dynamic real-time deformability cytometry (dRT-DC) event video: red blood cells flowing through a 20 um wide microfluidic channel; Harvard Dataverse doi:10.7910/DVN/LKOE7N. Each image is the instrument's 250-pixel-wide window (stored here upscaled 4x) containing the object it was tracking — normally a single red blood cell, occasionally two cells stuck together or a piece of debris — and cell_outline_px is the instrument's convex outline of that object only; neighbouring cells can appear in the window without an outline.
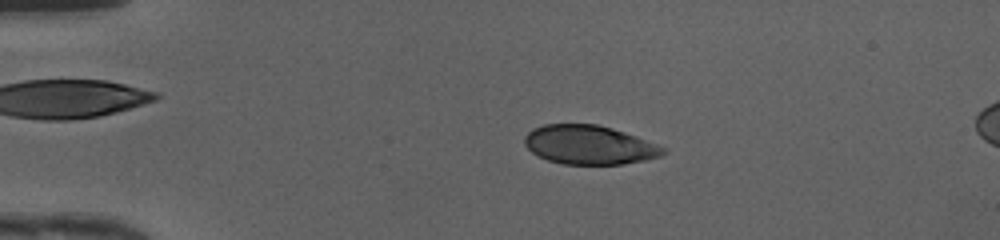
{"species": "human", "species_latin": "Homo sapiens", "temperature_condition": "cold", "stored_images_in_passage": 48, "camera_frame_rate_fps": 3000, "um_per_image_px": 0.085, "donor": {"sex": "female"}, "frame": {"image": 1, "passage_image": 10, "time_ms": 3.0, "image_size_px": [1000, 240], "cell_outline_px": [[668, 152], [660, 156], [644, 160], [620, 164], [564, 164], [548, 160], [532, 152], [524, 144], [524, 136], [532, 128], [544, 124], [596, 124], [612, 128], [636, 136], [656, 144], [664, 148]], "centroid_in_image_um": [50.06, 12.31], "position_along_channel_um": 34.9, "area_um2": 31.33}}
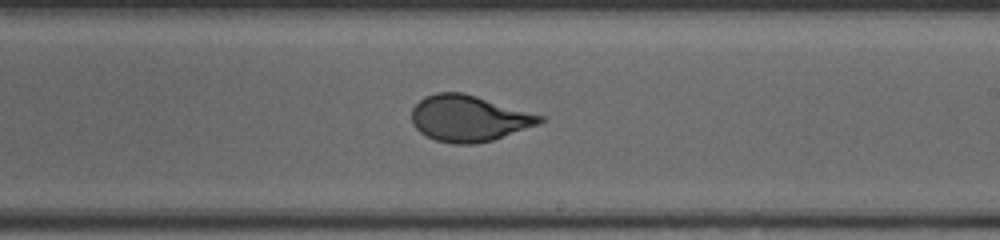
{"frame": {"image": 2, "passage_image": 29, "time_ms": 9.333, "image_size_px": [1000, 240], "cell_outline_px": [[544, 120], [540, 124], [492, 140], [476, 144], [452, 144], [436, 140], [420, 132], [412, 124], [412, 108], [424, 96], [436, 92], [460, 92], [476, 96], [544, 116]], "centroid_in_image_um": [39.83, 10.06], "position_along_channel_um": 249.2, "area_um2": 34.33}}
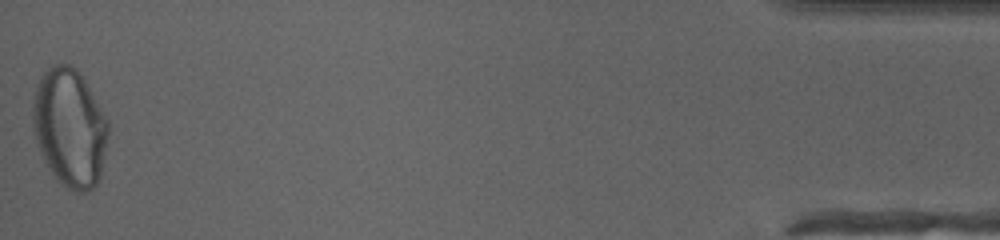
{"frame": {"image": 3, "passage_image": 48, "time_ms": 15.667, "image_size_px": [1000, 240], "cell_outline_px": [[108, 136], [100, 176], [96, 184], [88, 192], [76, 192], [60, 184], [56, 180], [44, 160], [40, 152], [36, 140], [32, 120], [32, 100], [36, 84], [40, 76], [52, 64], [68, 64], [76, 68], [84, 76], [108, 120]], "centroid_in_image_um": [5.92, 10.82], "position_along_channel_um": 429.3, "area_um2": 52.54}, "authors_computed_cell_mechanics": {"area_um2": 34.5933, "velocity_mm_per_s": 4.2101, "shape_relaxation_time_tau1_ms": 5.0331, "shape_relaxation_time_tau2_ms": null, "deformation_change_tau1": 0.193, "deformation_change_tau2": null}}